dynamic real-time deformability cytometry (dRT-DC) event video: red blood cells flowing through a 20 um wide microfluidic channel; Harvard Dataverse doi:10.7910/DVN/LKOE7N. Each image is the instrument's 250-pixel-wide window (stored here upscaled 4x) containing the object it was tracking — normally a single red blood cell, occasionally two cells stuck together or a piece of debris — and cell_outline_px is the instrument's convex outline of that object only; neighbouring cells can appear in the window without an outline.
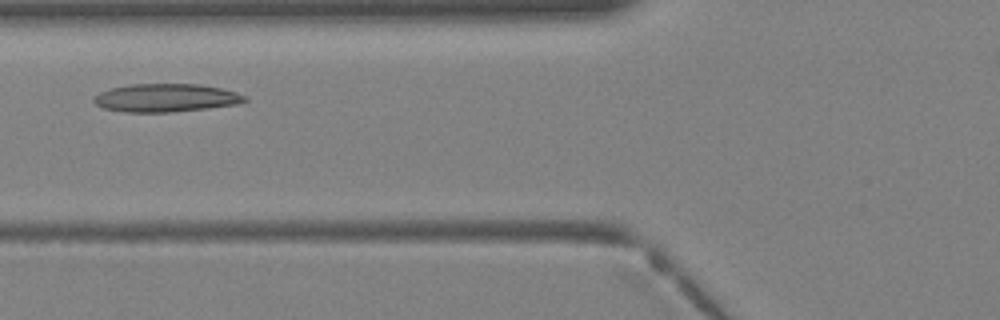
{"species": "Egyptian fruit bat (a non-hibernating species)", "species_latin": "Rousettus aegyptiacus", "temperature_condition": "warm", "stored_images_in_passage": 28, "camera_frame_rate_fps": 3000, "um_per_image_px": 0.085, "animal": {"sex": "female"}, "frame": {"image": 1, "passage_image": 4, "time_ms": 1.0, "image_size_px": [1000, 320], "cell_outline_px": [[248, 100], [240, 104], [208, 108], [172, 112], [124, 112], [104, 108], [96, 104], [92, 100], [100, 92], [108, 88], [132, 84], [200, 84], [220, 88], [236, 92], [244, 96]], "centroid_in_image_um": [14.1, 8.32], "position_along_channel_um": 111.7, "area_um2": 24.8}}
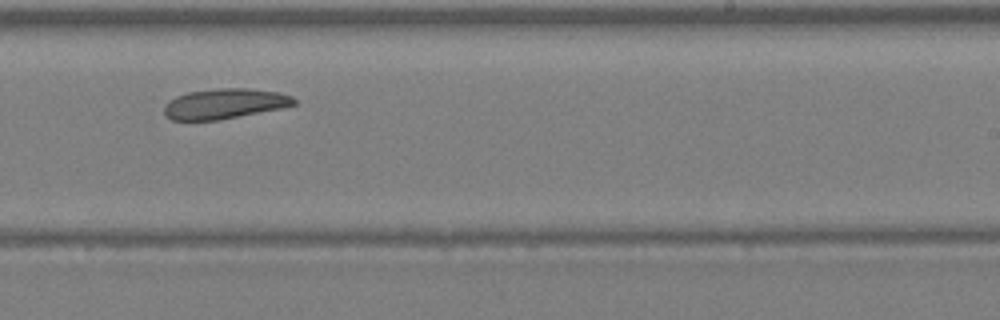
{"frame": {"image": 2, "passage_image": 13, "time_ms": 4.0, "image_size_px": [1000, 320], "cell_outline_px": [[296, 104], [280, 108], [216, 120], [172, 120], [164, 116], [164, 104], [176, 96], [188, 92], [220, 88], [244, 88], [280, 92], [292, 96], [296, 100]], "centroid_in_image_um": [19.06, 8.81], "position_along_channel_um": 269.9, "area_um2": 22.66}}
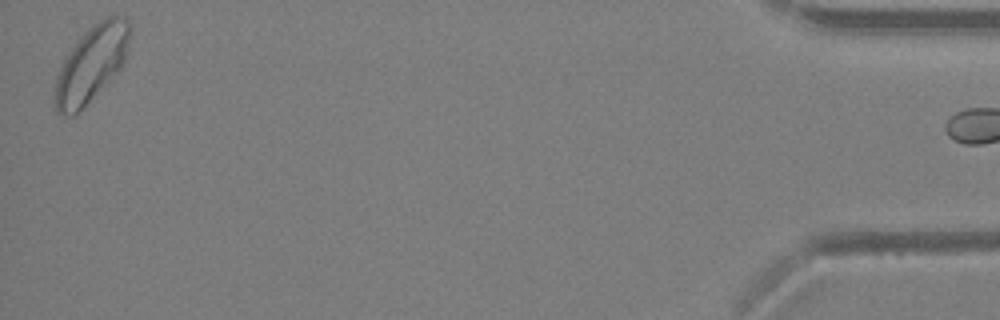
{"frame": {"image": 3, "passage_image": 27, "time_ms": 8.667, "image_size_px": [1000, 320], "cell_outline_px": [[132, 28], [124, 60], [120, 68], [72, 116], [60, 116], [56, 112], [52, 100], [56, 76], [68, 52], [100, 20], [108, 16], [124, 16], [132, 24]], "centroid_in_image_um": [7.74, 5.44], "position_along_channel_um": 427.5, "area_um2": 32.25}}